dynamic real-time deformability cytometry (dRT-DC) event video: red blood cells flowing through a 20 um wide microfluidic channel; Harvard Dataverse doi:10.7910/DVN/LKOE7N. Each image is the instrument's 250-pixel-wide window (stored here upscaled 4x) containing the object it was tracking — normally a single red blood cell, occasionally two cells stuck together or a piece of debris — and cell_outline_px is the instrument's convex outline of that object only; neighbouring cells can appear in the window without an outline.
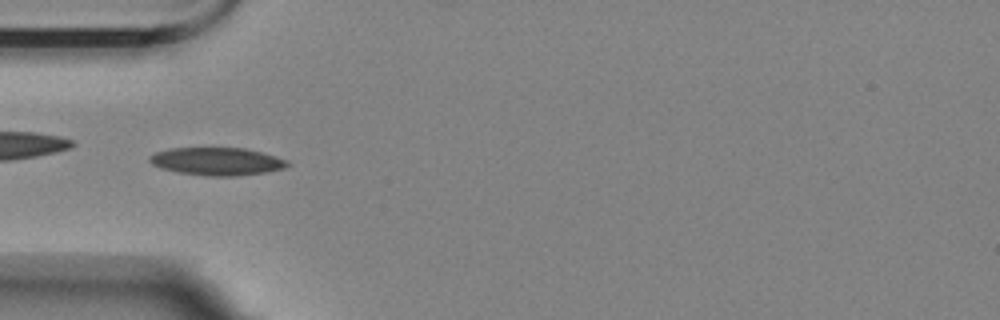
{"species": "Egyptian fruit bat (a non-hibernating species)", "species_latin": "Rousettus aegyptiacus", "temperature_condition": "room temperature", "stored_images_in_passage": 2, "camera_frame_rate_fps": 3000, "um_per_image_px": 0.085, "animal": {"sex": "female"}, "frame": {"image": 1, "passage_image": 1, "time_ms": 0.0, "image_size_px": [1000, 320], "cell_outline_px": [[292, 164], [284, 168], [264, 172], [236, 176], [208, 176], [176, 172], [160, 168], [152, 164], [148, 160], [148, 156], [156, 152], [168, 148], [244, 148], [260, 152], [288, 160]], "centroid_in_image_um": [18.41, 13.72], "position_along_channel_um": 66.6, "area_um2": 22.37}}
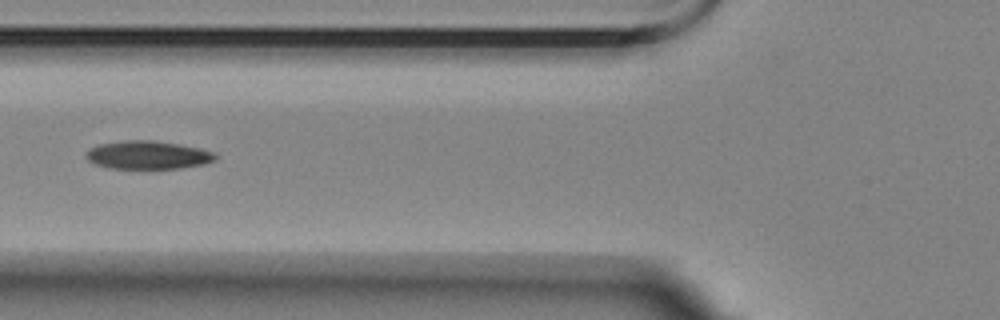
{"frame": {"image": 2, "passage_image": 2, "time_ms": 1.333, "image_size_px": [1000, 320], "cell_outline_px": [[216, 160], [204, 164], [180, 168], [108, 168], [96, 164], [88, 160], [88, 152], [92, 148], [100, 144], [124, 140], [152, 140], [200, 148], [212, 152], [216, 156]], "centroid_in_image_um": [12.6, 13.18], "position_along_channel_um": 113.2, "area_um2": 20.87}}